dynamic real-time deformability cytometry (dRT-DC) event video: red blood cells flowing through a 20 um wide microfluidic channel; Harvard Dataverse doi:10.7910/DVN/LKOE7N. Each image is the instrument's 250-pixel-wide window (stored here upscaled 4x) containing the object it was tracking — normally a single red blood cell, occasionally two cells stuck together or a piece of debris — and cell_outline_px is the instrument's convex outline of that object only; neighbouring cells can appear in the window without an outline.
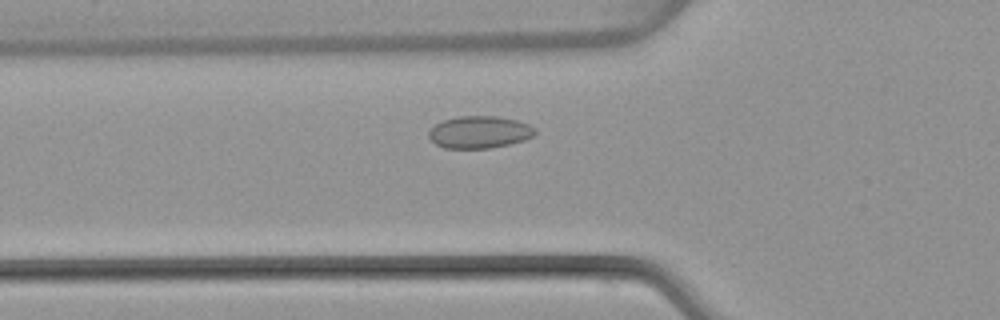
{"species": "common noctule bat (a hibernating species)", "species_latin": "Nyctalus noctula", "temperature_condition": "warm", "stored_images_in_passage": 44, "camera_frame_rate_fps": 3000, "um_per_image_px": 0.085, "animal": {"sex": "female", "body_mass_g": 22.7, "forearm_length_mm": 54.2}, "frame": {"image": 1, "passage_image": 11, "time_ms": 3.333, "image_size_px": [1000, 320], "cell_outline_px": [[536, 132], [532, 136], [524, 140], [492, 148], [444, 148], [436, 144], [428, 136], [428, 132], [436, 124], [444, 120], [460, 116], [496, 116], [516, 120], [528, 124], [536, 128]], "centroid_in_image_um": [40.76, 11.23], "position_along_channel_um": 85.0, "area_um2": 19.83}}
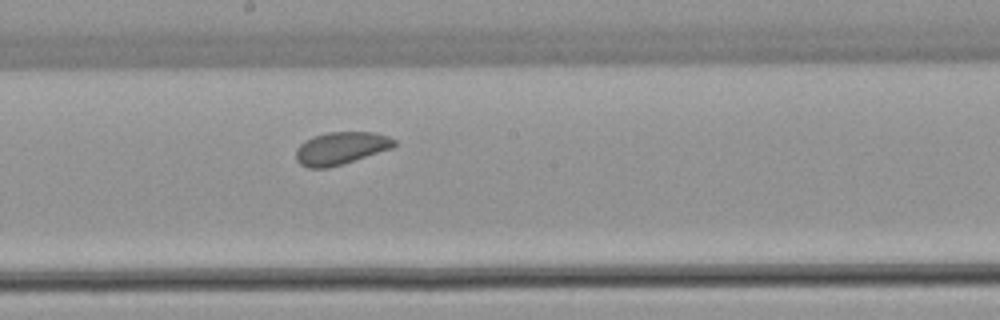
{"frame": {"image": 2, "passage_image": 21, "time_ms": 6.667, "image_size_px": [1000, 320], "cell_outline_px": [[396, 144], [392, 148], [328, 168], [308, 168], [300, 164], [296, 160], [296, 148], [304, 140], [312, 136], [328, 132], [372, 132], [388, 136], [396, 140]], "centroid_in_image_um": [28.94, 12.59], "position_along_channel_um": 219.3, "area_um2": 18.61}}
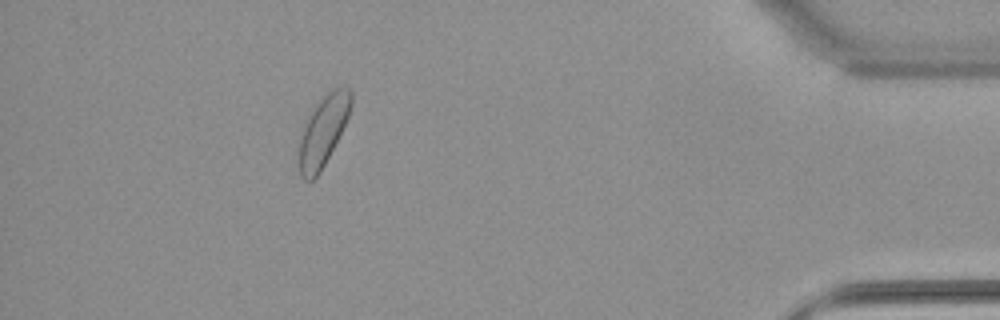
{"frame": {"image": 3, "passage_image": 39, "time_ms": 12.667, "image_size_px": [1000, 320], "cell_outline_px": [[352, 104], [348, 116], [320, 172], [312, 180], [304, 180], [300, 176], [296, 152], [300, 128], [316, 104], [332, 88], [348, 88], [352, 92]], "centroid_in_image_um": [27.38, 11.16], "position_along_channel_um": 407.8, "area_um2": 21.44}, "authors_computed_cell_mechanics": {"area_um2": 19.8832, "velocity_mm_per_s": 4.0171, "shape_relaxation_time_tau1_ms": null, "shape_relaxation_time_tau2_ms": 4.2066, "deformation_change_tau1": null, "deformation_change_tau2": 0.1009}}